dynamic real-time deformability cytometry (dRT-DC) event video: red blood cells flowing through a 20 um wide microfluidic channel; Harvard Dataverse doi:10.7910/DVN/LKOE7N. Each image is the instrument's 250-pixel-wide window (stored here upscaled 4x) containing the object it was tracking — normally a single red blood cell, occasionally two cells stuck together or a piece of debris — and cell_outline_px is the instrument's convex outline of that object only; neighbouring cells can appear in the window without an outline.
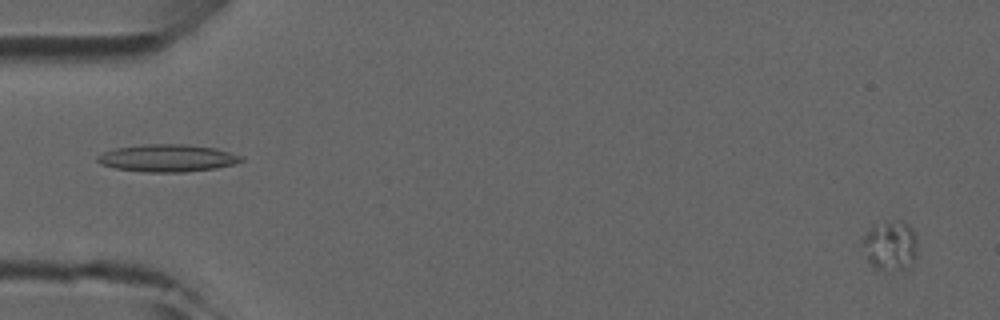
{"species": "common noctule bat (a hibernating species)", "species_latin": "Nyctalus noctula", "temperature_condition": "room temperature", "stored_images_in_passage": 4, "segment_of_instrument_passage": [2, 2], "camera_frame_rate_fps": 3000, "um_per_image_px": 0.085, "animal": {"sex": "male", "forearm_length_mm": 52.5}, "frame": {"image": 1, "passage_image": 4, "time_ms": 3.333, "image_size_px": [1000, 320], "cell_outline_px": [[916, 256], [904, 268], [884, 272], [880, 272], [872, 268], [864, 256], [860, 244], [860, 240], [872, 224], [888, 220], [904, 220], [912, 228], [916, 240]], "centroid_in_image_um": [75.57, 20.86], "position_along_channel_um": 9.4, "area_um2": 16.65}}